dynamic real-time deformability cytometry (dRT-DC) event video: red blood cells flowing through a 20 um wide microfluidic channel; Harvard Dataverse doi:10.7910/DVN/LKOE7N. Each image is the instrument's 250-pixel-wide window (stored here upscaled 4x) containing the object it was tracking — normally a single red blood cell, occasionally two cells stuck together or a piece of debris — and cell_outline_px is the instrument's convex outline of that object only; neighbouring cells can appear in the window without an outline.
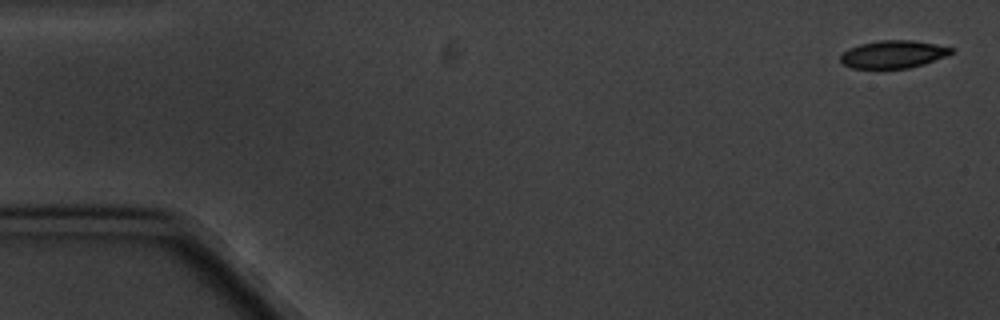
{"species": "common noctule bat (a hibernating species)", "species_latin": "Nyctalus noctula", "temperature_condition": "cold", "stored_images_in_passage": 5, "camera_frame_rate_fps": 3000, "um_per_image_px": 0.085, "animal": {"sex": "male", "body_mass_g": 20.1, "forearm_length_mm": 53.5}, "frame": {"image": 1, "passage_image": 1, "time_ms": 0.0, "image_size_px": [1000, 320], "cell_outline_px": [[956, 52], [924, 64], [908, 68], [852, 68], [840, 64], [840, 56], [848, 48], [860, 44], [880, 40], [912, 40], [936, 44], [952, 48]], "centroid_in_image_um": [75.91, 4.61], "position_along_channel_um": 9.1, "area_um2": 17.92}}
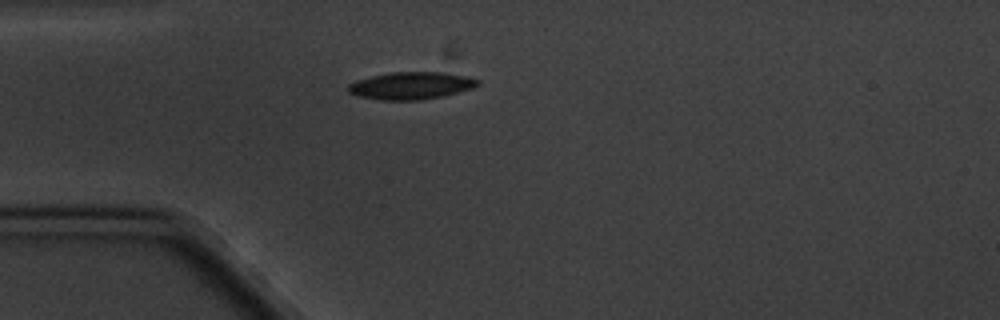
{"frame": {"image": 2, "passage_image": 5, "time_ms": 4.667, "image_size_px": [1000, 320], "cell_outline_px": [[480, 84], [472, 88], [440, 96], [420, 100], [380, 100], [356, 96], [348, 92], [348, 84], [356, 80], [372, 76], [392, 72], [444, 72], [464, 76], [480, 80]], "centroid_in_image_um": [34.89, 7.28], "position_along_channel_um": 50.1, "area_um2": 20.52}}